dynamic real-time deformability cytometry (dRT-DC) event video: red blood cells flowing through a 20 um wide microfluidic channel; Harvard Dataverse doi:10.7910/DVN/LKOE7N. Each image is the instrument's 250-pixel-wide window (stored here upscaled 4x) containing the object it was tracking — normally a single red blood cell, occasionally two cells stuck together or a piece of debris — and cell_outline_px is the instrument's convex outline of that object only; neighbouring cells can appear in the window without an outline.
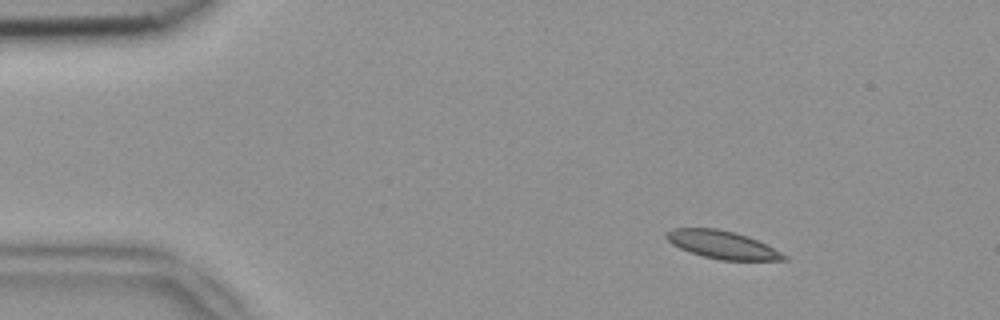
{"species": "common noctule bat (a hibernating species)", "species_latin": "Nyctalus noctula", "temperature_condition": "room temperature", "stored_images_in_passage": 14, "camera_frame_rate_fps": 3000, "um_per_image_px": 0.085, "animal": {"sex": "female", "body_mass_g": 18.4}, "frame": {"image": 1, "passage_image": 7, "time_ms": 2.0, "image_size_px": [1000, 320], "cell_outline_px": [[784, 256], [780, 260], [724, 260], [692, 252], [668, 240], [668, 232], [680, 228], [712, 228], [744, 236], [756, 240], [772, 248]], "centroid_in_image_um": [61.4, 20.8], "position_along_channel_um": 23.6, "area_um2": 17.51}}